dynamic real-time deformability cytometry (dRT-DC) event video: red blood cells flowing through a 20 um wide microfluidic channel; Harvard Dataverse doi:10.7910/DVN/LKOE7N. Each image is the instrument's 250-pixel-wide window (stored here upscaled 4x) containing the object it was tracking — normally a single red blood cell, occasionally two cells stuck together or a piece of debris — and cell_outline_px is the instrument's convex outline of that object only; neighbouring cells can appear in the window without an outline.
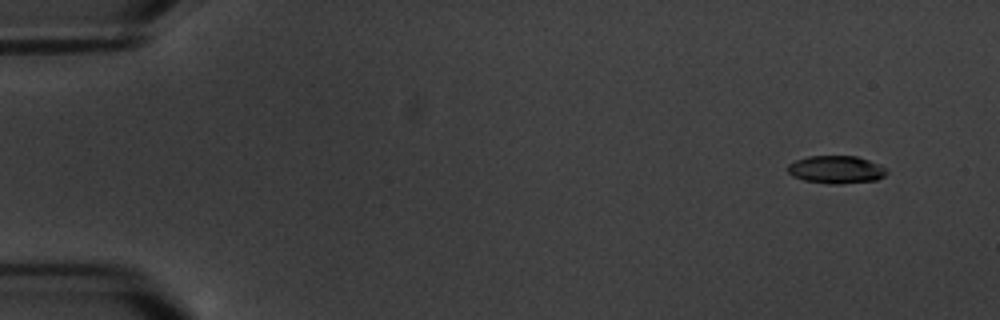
{"species": "common noctule bat (a hibernating species)", "species_latin": "Nyctalus noctula", "temperature_condition": "warm", "stored_images_in_passage": 5, "camera_frame_rate_fps": 3000, "um_per_image_px": 0.085, "animal": {"sex": "male", "body_mass_g": 20.1, "forearm_length_mm": 53.5}, "frame": {"image": 1, "passage_image": 1, "time_ms": 0.0, "image_size_px": [1000, 320], "cell_outline_px": [[888, 172], [884, 176], [876, 180], [840, 184], [828, 184], [804, 180], [792, 176], [788, 172], [788, 164], [796, 160], [808, 156], [856, 156], [880, 164]], "centroid_in_image_um": [71.06, 14.42], "position_along_channel_um": 13.9, "area_um2": 16.01}}
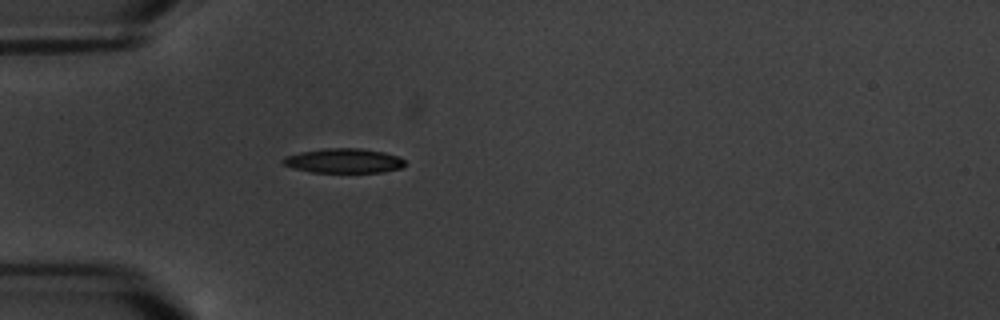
{"frame": {"image": 2, "passage_image": 5, "time_ms": 4.667, "image_size_px": [1000, 320], "cell_outline_px": [[404, 164], [400, 168], [384, 172], [312, 172], [292, 168], [284, 164], [280, 160], [284, 156], [300, 152], [324, 148], [360, 148], [384, 152], [396, 156], [404, 160]], "centroid_in_image_um": [29.17, 13.66], "position_along_channel_um": 55.8, "area_um2": 17.4}}